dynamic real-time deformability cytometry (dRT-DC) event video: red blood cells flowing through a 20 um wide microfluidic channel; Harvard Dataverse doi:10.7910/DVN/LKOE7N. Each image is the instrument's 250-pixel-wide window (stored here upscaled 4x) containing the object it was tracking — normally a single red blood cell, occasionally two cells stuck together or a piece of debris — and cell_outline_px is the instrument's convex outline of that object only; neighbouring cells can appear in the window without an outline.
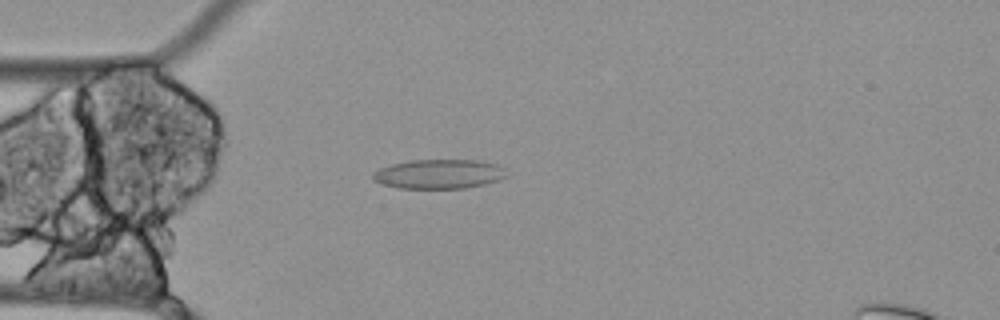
{"species": "Egyptian fruit bat (a non-hibernating species)", "species_latin": "Rousettus aegyptiacus", "temperature_condition": "cold", "stored_images_in_passage": 45, "segment_of_instrument_passage": [1, 2], "camera_frame_rate_fps": 3000, "um_per_image_px": 0.085, "animal": {"sex": "female"}, "frame": {"image": 1, "passage_image": 2, "time_ms": 0.333, "image_size_px": [1000, 320], "cell_outline_px": [[508, 176], [500, 180], [484, 184], [464, 188], [396, 188], [372, 180], [372, 172], [380, 168], [392, 164], [408, 160], [480, 160], [496, 164], [504, 168]], "centroid_in_image_um": [37.31, 14.79], "position_along_channel_um": 47.7, "area_um2": 23.0}}
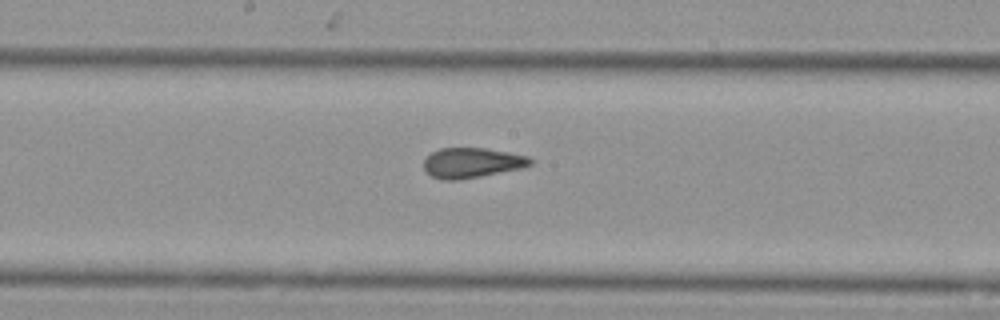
{"frame": {"image": 2, "passage_image": 16, "time_ms": 5.0, "image_size_px": [1000, 320], "cell_outline_px": [[532, 164], [524, 168], [460, 180], [444, 180], [432, 176], [424, 172], [424, 160], [432, 152], [440, 148], [484, 148], [508, 152], [528, 156], [532, 160]], "centroid_in_image_um": [40.11, 13.84], "position_along_channel_um": 208.1, "area_um2": 18.79}}
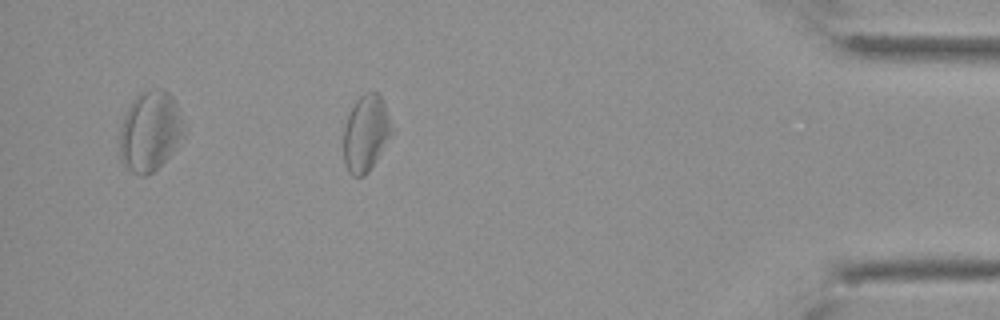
{"frame": {"image": 3, "passage_image": 37, "time_ms": 12.0, "image_size_px": [1000, 320], "cell_outline_px": [[388, 132], [380, 152], [368, 172], [364, 176], [352, 176], [348, 172], [344, 164], [344, 128], [348, 116], [356, 100], [364, 92], [376, 92], [384, 100], [388, 116]], "centroid_in_image_um": [31.02, 11.33], "position_along_channel_um": 404.2, "area_um2": 20.46}}